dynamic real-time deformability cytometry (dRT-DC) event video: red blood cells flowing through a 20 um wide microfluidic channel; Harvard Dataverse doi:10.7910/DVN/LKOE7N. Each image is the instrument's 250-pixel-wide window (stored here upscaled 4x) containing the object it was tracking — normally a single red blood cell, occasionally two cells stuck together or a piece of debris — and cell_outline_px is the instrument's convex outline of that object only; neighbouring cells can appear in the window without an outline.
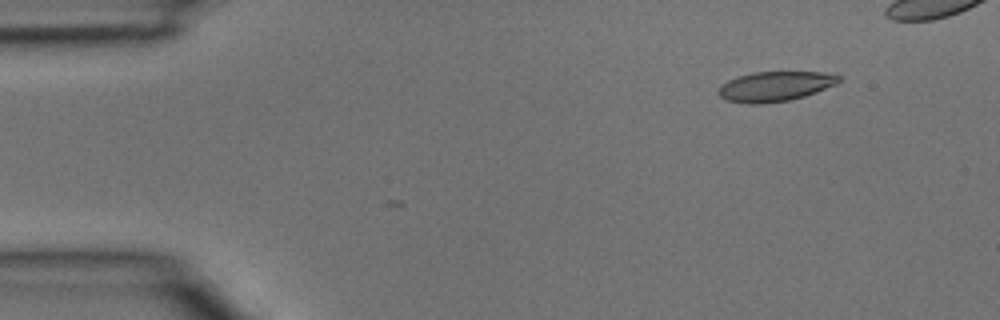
{"species": "common noctule bat (a hibernating species)", "species_latin": "Nyctalus noctula", "temperature_condition": "room temperature", "stored_images_in_passage": 2, "camera_frame_rate_fps": 3000, "um_per_image_px": 0.085, "animal": {"sex": "male", "body_mass_g": 15.6}, "frame": {"image": 1, "passage_image": 2, "time_ms": 0.333, "image_size_px": [1000, 320], "cell_outline_px": [[840, 80], [836, 84], [816, 92], [804, 96], [788, 100], [760, 104], [748, 104], [728, 100], [720, 96], [720, 88], [728, 80], [752, 72], [824, 72], [840, 76]], "centroid_in_image_um": [65.92, 7.34], "position_along_channel_um": 19.1, "area_um2": 20.58}}